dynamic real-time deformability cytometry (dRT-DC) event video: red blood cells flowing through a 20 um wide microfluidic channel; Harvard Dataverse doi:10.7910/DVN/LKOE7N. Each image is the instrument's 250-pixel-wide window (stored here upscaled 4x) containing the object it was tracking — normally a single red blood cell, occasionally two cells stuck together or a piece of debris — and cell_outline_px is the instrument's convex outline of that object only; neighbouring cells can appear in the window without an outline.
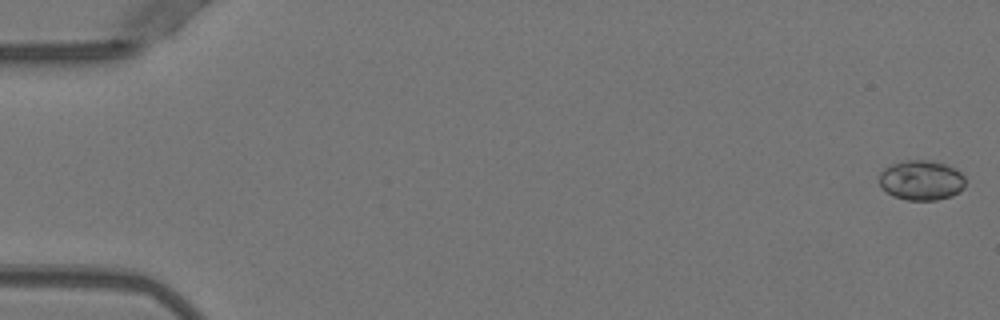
{"species": "Egyptian fruit bat (a non-hibernating species)", "species_latin": "Rousettus aegyptiacus", "temperature_condition": "warm", "stored_images_in_passage": 11, "camera_frame_rate_fps": 3000, "um_per_image_px": 0.085, "animal": {"sex": "female"}, "frame": {"image": 1, "passage_image": 1, "time_ms": 0.0, "image_size_px": [1000, 320], "cell_outline_px": [[964, 188], [960, 192], [952, 196], [936, 200], [908, 200], [892, 196], [880, 188], [880, 172], [888, 164], [908, 160], [932, 160], [956, 168], [964, 176]], "centroid_in_image_um": [78.3, 15.32], "position_along_channel_um": 6.7, "area_um2": 20.35}}